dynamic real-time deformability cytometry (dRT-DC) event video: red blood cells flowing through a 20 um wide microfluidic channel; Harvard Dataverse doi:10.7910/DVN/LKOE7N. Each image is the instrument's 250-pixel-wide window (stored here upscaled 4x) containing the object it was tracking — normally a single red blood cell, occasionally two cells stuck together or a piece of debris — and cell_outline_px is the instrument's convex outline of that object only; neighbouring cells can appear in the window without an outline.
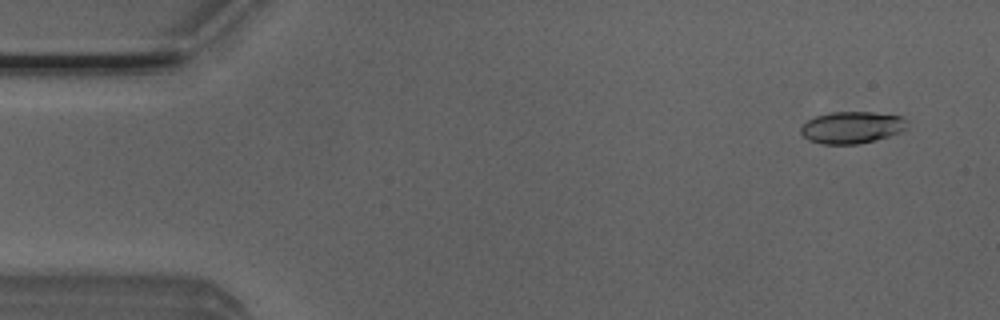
{"species": "Egyptian fruit bat (a non-hibernating species)", "species_latin": "Rousettus aegyptiacus", "temperature_condition": "room temperature", "stored_images_in_passage": 52, "camera_frame_rate_fps": 3000, "um_per_image_px": 0.085, "animal": {"sex": "male"}, "frame": {"image": 1, "passage_image": 3, "time_ms": 0.667, "image_size_px": [1000, 320], "cell_outline_px": [[908, 128], [900, 132], [876, 140], [856, 144], [820, 144], [808, 140], [800, 132], [800, 128], [808, 120], [816, 116], [832, 112], [872, 112], [900, 116], [904, 120]], "centroid_in_image_um": [72.38, 10.84], "position_along_channel_um": 12.6, "area_um2": 19.65}}
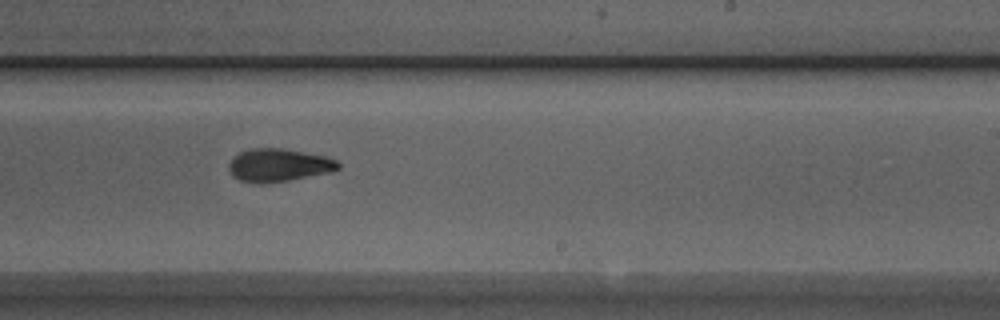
{"frame": {"image": 2, "passage_image": 31, "time_ms": 10.0, "image_size_px": [1000, 320], "cell_outline_px": [[340, 168], [332, 172], [288, 180], [260, 184], [240, 180], [232, 176], [228, 168], [228, 164], [240, 152], [248, 148], [280, 148], [328, 156], [336, 160], [340, 164]], "centroid_in_image_um": [23.7, 14.03], "position_along_channel_um": 265.3, "area_um2": 21.04}}
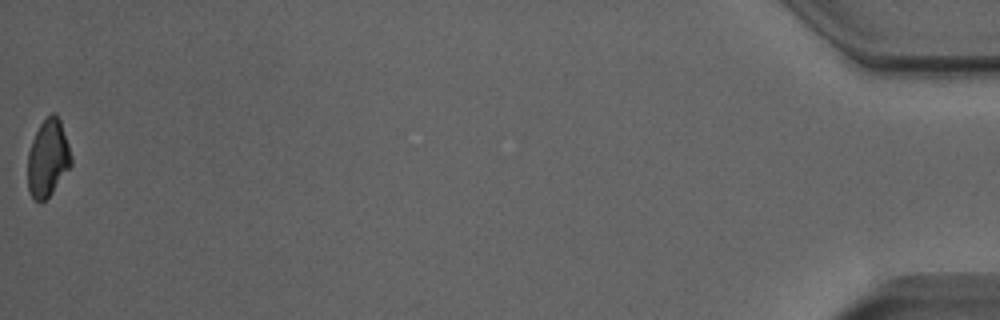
{"frame": {"image": 3, "passage_image": 52, "time_ms": 17.0, "image_size_px": [1000, 320], "cell_outline_px": [[72, 164], [52, 192], [40, 204], [32, 196], [28, 188], [28, 152], [32, 140], [40, 124], [52, 112], [56, 112], [60, 120], [72, 156]], "centroid_in_image_um": [4.07, 13.43], "position_along_channel_um": 431.1, "area_um2": 19.36}, "authors_computed_cell_mechanics": {"area_um2": 20.4901, "velocity_mm_per_s": 3.8959, "shape_relaxation_time_tau1_ms": 5.8692, "shape_relaxation_time_tau2_ms": 3.3897, "deformation_change_tau1": 0.1658, "deformation_change_tau2": 0.0922}}